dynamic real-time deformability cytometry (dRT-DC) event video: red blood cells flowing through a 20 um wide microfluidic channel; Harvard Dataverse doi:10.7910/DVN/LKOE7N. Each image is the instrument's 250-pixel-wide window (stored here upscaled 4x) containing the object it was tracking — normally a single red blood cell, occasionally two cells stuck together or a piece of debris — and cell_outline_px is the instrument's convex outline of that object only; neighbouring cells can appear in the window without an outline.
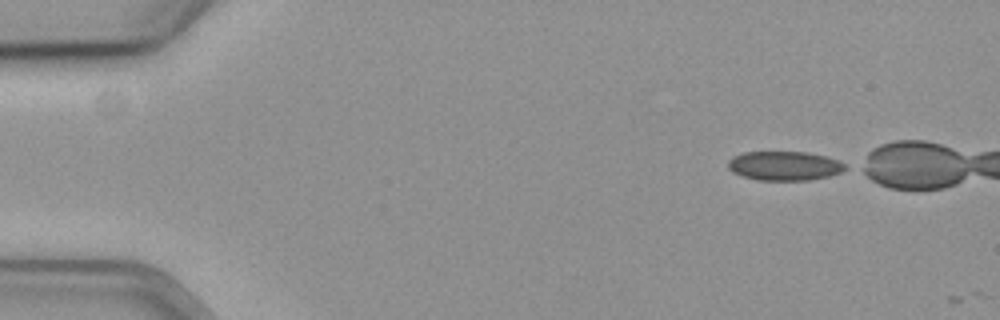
{"species": "common noctule bat (a hibernating species)", "species_latin": "Nyctalus noctula", "temperature_condition": "cold", "stored_images_in_passage": 2, "camera_frame_rate_fps": 3000, "um_per_image_px": 0.085, "animal": {"sex": "female", "body_mass_g": 19.3, "forearm_length_mm": 54.1}, "frame": {"image": 1, "passage_image": 1, "time_ms": 0.0, "image_size_px": [1000, 320], "cell_outline_px": [[848, 168], [840, 172], [828, 176], [808, 180], [756, 180], [732, 172], [728, 168], [728, 160], [732, 156], [744, 152], [808, 152], [824, 156], [836, 160], [844, 164]], "centroid_in_image_um": [66.64, 14.09], "position_along_channel_um": 18.4, "area_um2": 19.83}}